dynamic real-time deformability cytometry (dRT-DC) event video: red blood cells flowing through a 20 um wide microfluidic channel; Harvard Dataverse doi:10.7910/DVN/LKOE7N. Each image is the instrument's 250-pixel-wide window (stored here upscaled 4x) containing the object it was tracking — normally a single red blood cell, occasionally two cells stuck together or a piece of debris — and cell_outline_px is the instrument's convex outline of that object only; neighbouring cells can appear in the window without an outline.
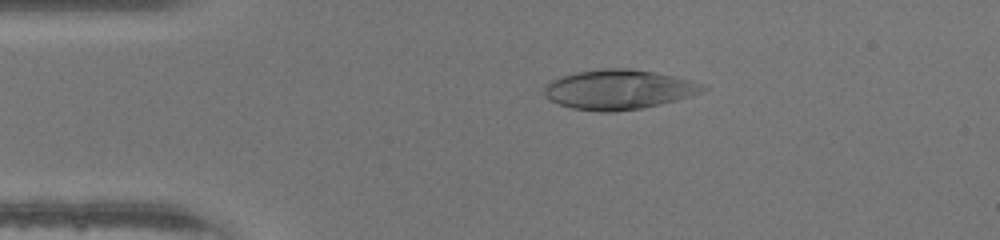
{"species": "human", "species_latin": "Homo sapiens", "temperature_condition": "warm", "stored_images_in_passage": 46, "camera_frame_rate_fps": 3000, "um_per_image_px": 0.085, "donor": {"sex": "male"}, "frame": {"image": 1, "passage_image": 9, "time_ms": 2.667, "image_size_px": [1000, 240], "cell_outline_px": [[708, 88], [700, 92], [676, 100], [660, 104], [640, 108], [616, 112], [600, 112], [572, 108], [560, 104], [544, 96], [544, 88], [552, 80], [560, 76], [576, 72], [604, 68], [628, 68], [652, 72], [672, 76], [704, 84]], "centroid_in_image_um": [52.55, 7.61], "position_along_channel_um": 32.4, "area_um2": 36.3}}
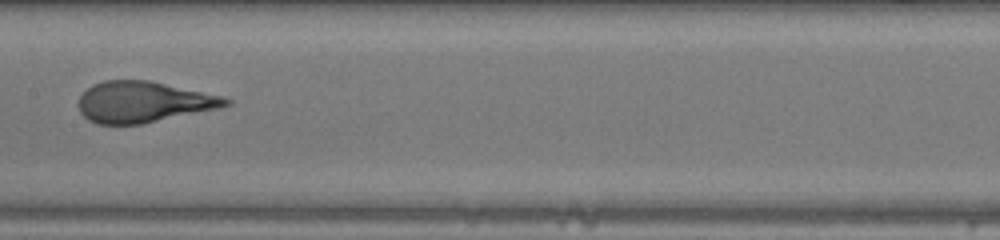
{"frame": {"image": 2, "passage_image": 23, "time_ms": 7.333, "image_size_px": [1000, 240], "cell_outline_px": [[232, 104], [220, 108], [140, 124], [96, 124], [88, 120], [80, 112], [80, 96], [92, 84], [104, 80], [148, 80], [224, 96], [232, 100]], "centroid_in_image_um": [12.21, 8.66], "position_along_channel_um": 195.2, "area_um2": 35.08}}
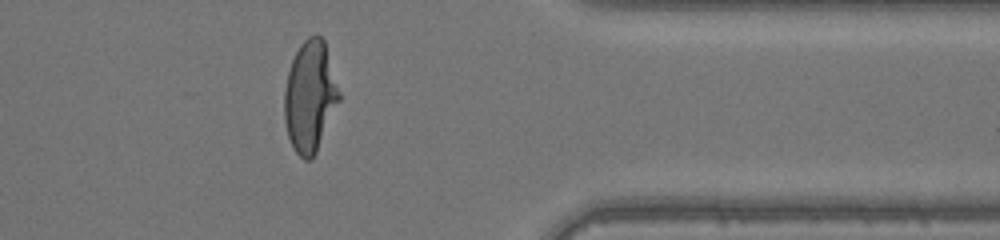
{"frame": {"image": 3, "passage_image": 37, "time_ms": 12.0, "image_size_px": [1000, 240], "cell_outline_px": [[340, 100], [316, 152], [312, 160], [304, 160], [296, 152], [288, 136], [284, 120], [284, 92], [288, 72], [292, 60], [300, 44], [308, 36], [320, 36], [324, 40], [340, 92]], "centroid_in_image_um": [26.34, 8.21], "position_along_channel_um": 385.1, "area_um2": 35.2}}